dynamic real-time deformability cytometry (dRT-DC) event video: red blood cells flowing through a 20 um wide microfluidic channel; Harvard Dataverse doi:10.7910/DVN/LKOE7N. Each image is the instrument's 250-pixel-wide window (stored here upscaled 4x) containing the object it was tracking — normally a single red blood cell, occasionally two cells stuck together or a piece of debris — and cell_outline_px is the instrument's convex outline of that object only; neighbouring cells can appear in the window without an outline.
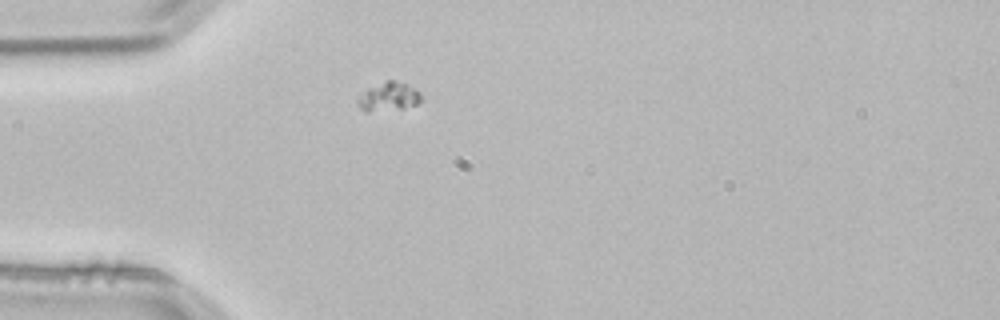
{"species": "common noctule bat (a hibernating species)", "species_latin": "Nyctalus noctula", "temperature_condition": "room temperature", "stored_images_in_passage": 1, "camera_frame_rate_fps": 3000, "um_per_image_px": 0.085, "animal": {"sex": "male", "body_mass_g": 21.5, "forearm_length_mm": 52.0}, "frame": {"image": 1, "passage_image": 1, "time_ms": 0.0, "image_size_px": [1000, 320], "cell_outline_px": [[420, 100], [416, 104], [404, 108], [368, 112], [364, 112], [356, 104], [356, 96], [368, 88], [388, 80], [392, 80], [408, 84], [420, 96]], "centroid_in_image_um": [32.92, 8.24], "position_along_channel_um": 52.1, "area_um2": 10.52}}